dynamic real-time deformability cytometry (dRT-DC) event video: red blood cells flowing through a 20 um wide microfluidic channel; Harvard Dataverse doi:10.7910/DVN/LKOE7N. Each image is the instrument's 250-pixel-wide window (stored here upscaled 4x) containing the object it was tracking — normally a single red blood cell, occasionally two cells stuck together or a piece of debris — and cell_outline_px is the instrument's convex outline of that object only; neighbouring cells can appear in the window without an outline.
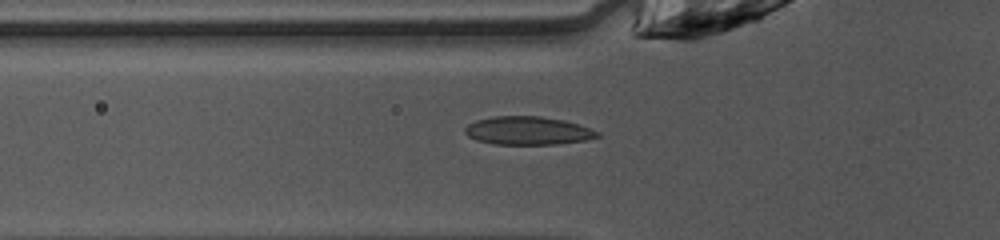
{"species": "common noctule bat (a hibernating species)", "species_latin": "Nyctalus noctula", "temperature_condition": "warm", "stored_images_in_passage": 32, "camera_frame_rate_fps": 3000, "um_per_image_px": 0.085, "animal": {"sex": "female", "body_mass_g": 10.0, "forearm_length_mm": 53.1}, "frame": {"image": 1, "passage_image": 2, "time_ms": 0.333, "image_size_px": [1000, 240], "cell_outline_px": [[600, 136], [584, 140], [556, 144], [496, 144], [476, 140], [468, 136], [464, 132], [464, 128], [468, 124], [476, 120], [492, 116], [540, 116], [564, 120], [600, 132]], "centroid_in_image_um": [44.82, 11.1], "position_along_channel_um": 81.0, "area_um2": 21.68}}
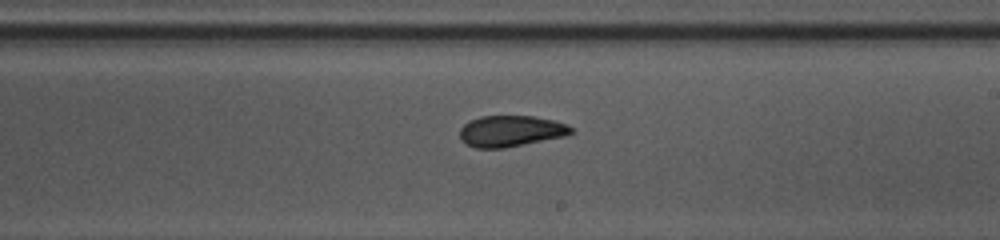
{"frame": {"image": 2, "passage_image": 14, "time_ms": 4.333, "image_size_px": [1000, 240], "cell_outline_px": [[576, 132], [564, 136], [504, 148], [476, 148], [460, 140], [460, 128], [464, 124], [480, 116], [532, 116], [552, 120], [568, 124]], "centroid_in_image_um": [43.42, 11.14], "position_along_channel_um": 245.6, "area_um2": 20.11}}
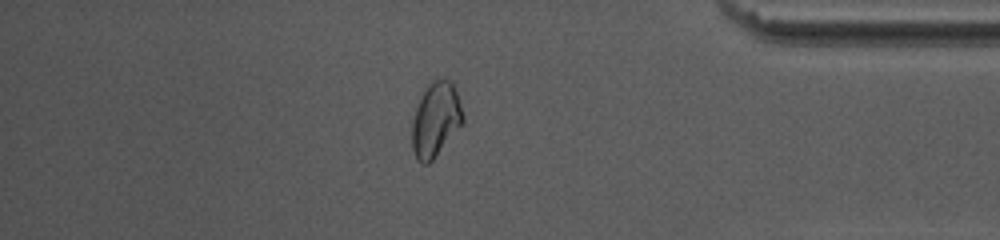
{"frame": {"image": 3, "passage_image": 27, "time_ms": 8.667, "image_size_px": [1000, 240], "cell_outline_px": [[464, 120], [432, 160], [428, 164], [424, 164], [416, 160], [412, 148], [412, 120], [416, 108], [424, 88], [432, 80], [452, 80], [464, 116]], "centroid_in_image_um": [37.0, 10.16], "position_along_channel_um": 398.2, "area_um2": 21.73}}